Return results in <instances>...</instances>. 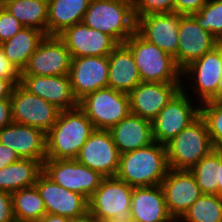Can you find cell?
I'll return each mask as SVG.
<instances>
[{
  "label": "cell",
  "mask_w": 222,
  "mask_h": 222,
  "mask_svg": "<svg viewBox=\"0 0 222 222\" xmlns=\"http://www.w3.org/2000/svg\"><path fill=\"white\" fill-rule=\"evenodd\" d=\"M94 130L92 122L79 107L61 110L46 133V159H76Z\"/></svg>",
  "instance_id": "cell-1"
},
{
  "label": "cell",
  "mask_w": 222,
  "mask_h": 222,
  "mask_svg": "<svg viewBox=\"0 0 222 222\" xmlns=\"http://www.w3.org/2000/svg\"><path fill=\"white\" fill-rule=\"evenodd\" d=\"M169 170L166 147L154 141L120 155L116 178L132 187L160 185Z\"/></svg>",
  "instance_id": "cell-2"
},
{
  "label": "cell",
  "mask_w": 222,
  "mask_h": 222,
  "mask_svg": "<svg viewBox=\"0 0 222 222\" xmlns=\"http://www.w3.org/2000/svg\"><path fill=\"white\" fill-rule=\"evenodd\" d=\"M82 22L108 34L118 44L125 43L137 24L132 0H90Z\"/></svg>",
  "instance_id": "cell-3"
},
{
  "label": "cell",
  "mask_w": 222,
  "mask_h": 222,
  "mask_svg": "<svg viewBox=\"0 0 222 222\" xmlns=\"http://www.w3.org/2000/svg\"><path fill=\"white\" fill-rule=\"evenodd\" d=\"M132 52L142 82L182 83V70L169 53L135 31L124 43Z\"/></svg>",
  "instance_id": "cell-4"
},
{
  "label": "cell",
  "mask_w": 222,
  "mask_h": 222,
  "mask_svg": "<svg viewBox=\"0 0 222 222\" xmlns=\"http://www.w3.org/2000/svg\"><path fill=\"white\" fill-rule=\"evenodd\" d=\"M165 147L168 166L176 170H191L214 149L201 116L165 144Z\"/></svg>",
  "instance_id": "cell-5"
},
{
  "label": "cell",
  "mask_w": 222,
  "mask_h": 222,
  "mask_svg": "<svg viewBox=\"0 0 222 222\" xmlns=\"http://www.w3.org/2000/svg\"><path fill=\"white\" fill-rule=\"evenodd\" d=\"M221 72L222 44L219 43L211 51L193 61L182 70L181 87L188 95L190 94V96L192 92L193 97L196 96L193 100L199 104L211 100L218 101V87ZM188 81L190 82L189 84L187 83ZM185 87L187 89L190 87L188 89L189 93ZM190 89L191 91H189Z\"/></svg>",
  "instance_id": "cell-6"
},
{
  "label": "cell",
  "mask_w": 222,
  "mask_h": 222,
  "mask_svg": "<svg viewBox=\"0 0 222 222\" xmlns=\"http://www.w3.org/2000/svg\"><path fill=\"white\" fill-rule=\"evenodd\" d=\"M78 107L95 129L102 130H109L131 113L129 95L110 87L87 94Z\"/></svg>",
  "instance_id": "cell-7"
},
{
  "label": "cell",
  "mask_w": 222,
  "mask_h": 222,
  "mask_svg": "<svg viewBox=\"0 0 222 222\" xmlns=\"http://www.w3.org/2000/svg\"><path fill=\"white\" fill-rule=\"evenodd\" d=\"M192 99L182 88L173 96L151 122L154 141L167 144L200 116L201 104Z\"/></svg>",
  "instance_id": "cell-8"
},
{
  "label": "cell",
  "mask_w": 222,
  "mask_h": 222,
  "mask_svg": "<svg viewBox=\"0 0 222 222\" xmlns=\"http://www.w3.org/2000/svg\"><path fill=\"white\" fill-rule=\"evenodd\" d=\"M43 173L54 183L88 200L105 178L100 172L79 163L76 159H46Z\"/></svg>",
  "instance_id": "cell-9"
},
{
  "label": "cell",
  "mask_w": 222,
  "mask_h": 222,
  "mask_svg": "<svg viewBox=\"0 0 222 222\" xmlns=\"http://www.w3.org/2000/svg\"><path fill=\"white\" fill-rule=\"evenodd\" d=\"M12 122L32 126L45 134L55 124L61 110L43 98L29 93L20 84L11 94Z\"/></svg>",
  "instance_id": "cell-10"
},
{
  "label": "cell",
  "mask_w": 222,
  "mask_h": 222,
  "mask_svg": "<svg viewBox=\"0 0 222 222\" xmlns=\"http://www.w3.org/2000/svg\"><path fill=\"white\" fill-rule=\"evenodd\" d=\"M133 188L116 177H105L88 200L89 213L98 222L117 214L126 215V211H131Z\"/></svg>",
  "instance_id": "cell-11"
},
{
  "label": "cell",
  "mask_w": 222,
  "mask_h": 222,
  "mask_svg": "<svg viewBox=\"0 0 222 222\" xmlns=\"http://www.w3.org/2000/svg\"><path fill=\"white\" fill-rule=\"evenodd\" d=\"M72 57L58 36L46 35L30 56L21 75H69Z\"/></svg>",
  "instance_id": "cell-12"
},
{
  "label": "cell",
  "mask_w": 222,
  "mask_h": 222,
  "mask_svg": "<svg viewBox=\"0 0 222 222\" xmlns=\"http://www.w3.org/2000/svg\"><path fill=\"white\" fill-rule=\"evenodd\" d=\"M219 44L204 30L192 15H181L178 29V51L174 56L177 66L183 70Z\"/></svg>",
  "instance_id": "cell-13"
},
{
  "label": "cell",
  "mask_w": 222,
  "mask_h": 222,
  "mask_svg": "<svg viewBox=\"0 0 222 222\" xmlns=\"http://www.w3.org/2000/svg\"><path fill=\"white\" fill-rule=\"evenodd\" d=\"M120 153L108 130L95 129L82 146L76 160L104 177H115Z\"/></svg>",
  "instance_id": "cell-14"
},
{
  "label": "cell",
  "mask_w": 222,
  "mask_h": 222,
  "mask_svg": "<svg viewBox=\"0 0 222 222\" xmlns=\"http://www.w3.org/2000/svg\"><path fill=\"white\" fill-rule=\"evenodd\" d=\"M160 185L168 212L176 222L202 195L196 178L190 170L169 168Z\"/></svg>",
  "instance_id": "cell-15"
},
{
  "label": "cell",
  "mask_w": 222,
  "mask_h": 222,
  "mask_svg": "<svg viewBox=\"0 0 222 222\" xmlns=\"http://www.w3.org/2000/svg\"><path fill=\"white\" fill-rule=\"evenodd\" d=\"M109 62L107 56L72 58L69 79L79 101L89 93L108 87Z\"/></svg>",
  "instance_id": "cell-16"
},
{
  "label": "cell",
  "mask_w": 222,
  "mask_h": 222,
  "mask_svg": "<svg viewBox=\"0 0 222 222\" xmlns=\"http://www.w3.org/2000/svg\"><path fill=\"white\" fill-rule=\"evenodd\" d=\"M72 58L108 56L118 43L108 34L77 23L58 35Z\"/></svg>",
  "instance_id": "cell-17"
},
{
  "label": "cell",
  "mask_w": 222,
  "mask_h": 222,
  "mask_svg": "<svg viewBox=\"0 0 222 222\" xmlns=\"http://www.w3.org/2000/svg\"><path fill=\"white\" fill-rule=\"evenodd\" d=\"M35 186L45 203L46 213L74 219L89 212L86 197L54 183L44 173L38 177Z\"/></svg>",
  "instance_id": "cell-18"
},
{
  "label": "cell",
  "mask_w": 222,
  "mask_h": 222,
  "mask_svg": "<svg viewBox=\"0 0 222 222\" xmlns=\"http://www.w3.org/2000/svg\"><path fill=\"white\" fill-rule=\"evenodd\" d=\"M182 83H139L128 95L130 111L153 121L173 96L182 88Z\"/></svg>",
  "instance_id": "cell-19"
},
{
  "label": "cell",
  "mask_w": 222,
  "mask_h": 222,
  "mask_svg": "<svg viewBox=\"0 0 222 222\" xmlns=\"http://www.w3.org/2000/svg\"><path fill=\"white\" fill-rule=\"evenodd\" d=\"M20 85L29 93L37 95L59 110H70L78 107L68 75L37 76L21 75Z\"/></svg>",
  "instance_id": "cell-20"
},
{
  "label": "cell",
  "mask_w": 222,
  "mask_h": 222,
  "mask_svg": "<svg viewBox=\"0 0 222 222\" xmlns=\"http://www.w3.org/2000/svg\"><path fill=\"white\" fill-rule=\"evenodd\" d=\"M178 13L148 14L137 19L136 31L147 41L173 57L178 51Z\"/></svg>",
  "instance_id": "cell-21"
},
{
  "label": "cell",
  "mask_w": 222,
  "mask_h": 222,
  "mask_svg": "<svg viewBox=\"0 0 222 222\" xmlns=\"http://www.w3.org/2000/svg\"><path fill=\"white\" fill-rule=\"evenodd\" d=\"M0 143L12 148L19 158L46 160V134L32 126L12 122L0 130Z\"/></svg>",
  "instance_id": "cell-22"
},
{
  "label": "cell",
  "mask_w": 222,
  "mask_h": 222,
  "mask_svg": "<svg viewBox=\"0 0 222 222\" xmlns=\"http://www.w3.org/2000/svg\"><path fill=\"white\" fill-rule=\"evenodd\" d=\"M130 210L134 222H176L168 212L161 185L134 187Z\"/></svg>",
  "instance_id": "cell-23"
},
{
  "label": "cell",
  "mask_w": 222,
  "mask_h": 222,
  "mask_svg": "<svg viewBox=\"0 0 222 222\" xmlns=\"http://www.w3.org/2000/svg\"><path fill=\"white\" fill-rule=\"evenodd\" d=\"M108 131L120 155L154 142L151 121L132 113Z\"/></svg>",
  "instance_id": "cell-24"
},
{
  "label": "cell",
  "mask_w": 222,
  "mask_h": 222,
  "mask_svg": "<svg viewBox=\"0 0 222 222\" xmlns=\"http://www.w3.org/2000/svg\"><path fill=\"white\" fill-rule=\"evenodd\" d=\"M107 57L108 87L129 94L142 82L131 50L125 44H118Z\"/></svg>",
  "instance_id": "cell-25"
},
{
  "label": "cell",
  "mask_w": 222,
  "mask_h": 222,
  "mask_svg": "<svg viewBox=\"0 0 222 222\" xmlns=\"http://www.w3.org/2000/svg\"><path fill=\"white\" fill-rule=\"evenodd\" d=\"M90 0H48L47 35L58 36L82 22Z\"/></svg>",
  "instance_id": "cell-26"
},
{
  "label": "cell",
  "mask_w": 222,
  "mask_h": 222,
  "mask_svg": "<svg viewBox=\"0 0 222 222\" xmlns=\"http://www.w3.org/2000/svg\"><path fill=\"white\" fill-rule=\"evenodd\" d=\"M46 34L33 27H23L12 38L2 43L6 58L21 73Z\"/></svg>",
  "instance_id": "cell-27"
},
{
  "label": "cell",
  "mask_w": 222,
  "mask_h": 222,
  "mask_svg": "<svg viewBox=\"0 0 222 222\" xmlns=\"http://www.w3.org/2000/svg\"><path fill=\"white\" fill-rule=\"evenodd\" d=\"M42 173L43 162L20 158L0 170V190L13 193L34 186Z\"/></svg>",
  "instance_id": "cell-28"
},
{
  "label": "cell",
  "mask_w": 222,
  "mask_h": 222,
  "mask_svg": "<svg viewBox=\"0 0 222 222\" xmlns=\"http://www.w3.org/2000/svg\"><path fill=\"white\" fill-rule=\"evenodd\" d=\"M202 194L222 196V149H213L191 170Z\"/></svg>",
  "instance_id": "cell-29"
},
{
  "label": "cell",
  "mask_w": 222,
  "mask_h": 222,
  "mask_svg": "<svg viewBox=\"0 0 222 222\" xmlns=\"http://www.w3.org/2000/svg\"><path fill=\"white\" fill-rule=\"evenodd\" d=\"M24 27H33L47 35L48 0H5L2 6Z\"/></svg>",
  "instance_id": "cell-30"
},
{
  "label": "cell",
  "mask_w": 222,
  "mask_h": 222,
  "mask_svg": "<svg viewBox=\"0 0 222 222\" xmlns=\"http://www.w3.org/2000/svg\"><path fill=\"white\" fill-rule=\"evenodd\" d=\"M16 222H38L45 214L46 207L36 186H30L11 193Z\"/></svg>",
  "instance_id": "cell-31"
},
{
  "label": "cell",
  "mask_w": 222,
  "mask_h": 222,
  "mask_svg": "<svg viewBox=\"0 0 222 222\" xmlns=\"http://www.w3.org/2000/svg\"><path fill=\"white\" fill-rule=\"evenodd\" d=\"M177 222H222V196L202 194Z\"/></svg>",
  "instance_id": "cell-32"
},
{
  "label": "cell",
  "mask_w": 222,
  "mask_h": 222,
  "mask_svg": "<svg viewBox=\"0 0 222 222\" xmlns=\"http://www.w3.org/2000/svg\"><path fill=\"white\" fill-rule=\"evenodd\" d=\"M200 116L204 119L214 149H222V101H207L200 105Z\"/></svg>",
  "instance_id": "cell-33"
},
{
  "label": "cell",
  "mask_w": 222,
  "mask_h": 222,
  "mask_svg": "<svg viewBox=\"0 0 222 222\" xmlns=\"http://www.w3.org/2000/svg\"><path fill=\"white\" fill-rule=\"evenodd\" d=\"M192 16L218 41L222 39V0H208L201 10L193 13Z\"/></svg>",
  "instance_id": "cell-34"
},
{
  "label": "cell",
  "mask_w": 222,
  "mask_h": 222,
  "mask_svg": "<svg viewBox=\"0 0 222 222\" xmlns=\"http://www.w3.org/2000/svg\"><path fill=\"white\" fill-rule=\"evenodd\" d=\"M136 20L148 14L173 13L174 0H132Z\"/></svg>",
  "instance_id": "cell-35"
},
{
  "label": "cell",
  "mask_w": 222,
  "mask_h": 222,
  "mask_svg": "<svg viewBox=\"0 0 222 222\" xmlns=\"http://www.w3.org/2000/svg\"><path fill=\"white\" fill-rule=\"evenodd\" d=\"M24 26L6 9L0 6V43L9 40Z\"/></svg>",
  "instance_id": "cell-36"
},
{
  "label": "cell",
  "mask_w": 222,
  "mask_h": 222,
  "mask_svg": "<svg viewBox=\"0 0 222 222\" xmlns=\"http://www.w3.org/2000/svg\"><path fill=\"white\" fill-rule=\"evenodd\" d=\"M21 73L18 69L6 58L3 52L2 44L0 43V77L9 79L14 85L20 84Z\"/></svg>",
  "instance_id": "cell-37"
},
{
  "label": "cell",
  "mask_w": 222,
  "mask_h": 222,
  "mask_svg": "<svg viewBox=\"0 0 222 222\" xmlns=\"http://www.w3.org/2000/svg\"><path fill=\"white\" fill-rule=\"evenodd\" d=\"M208 0H174V12L180 15H192L201 10Z\"/></svg>",
  "instance_id": "cell-38"
},
{
  "label": "cell",
  "mask_w": 222,
  "mask_h": 222,
  "mask_svg": "<svg viewBox=\"0 0 222 222\" xmlns=\"http://www.w3.org/2000/svg\"><path fill=\"white\" fill-rule=\"evenodd\" d=\"M0 222H16L11 193L0 190Z\"/></svg>",
  "instance_id": "cell-39"
},
{
  "label": "cell",
  "mask_w": 222,
  "mask_h": 222,
  "mask_svg": "<svg viewBox=\"0 0 222 222\" xmlns=\"http://www.w3.org/2000/svg\"><path fill=\"white\" fill-rule=\"evenodd\" d=\"M12 123L11 99L0 100V130Z\"/></svg>",
  "instance_id": "cell-40"
},
{
  "label": "cell",
  "mask_w": 222,
  "mask_h": 222,
  "mask_svg": "<svg viewBox=\"0 0 222 222\" xmlns=\"http://www.w3.org/2000/svg\"><path fill=\"white\" fill-rule=\"evenodd\" d=\"M19 159V156L12 148L0 143V170Z\"/></svg>",
  "instance_id": "cell-41"
},
{
  "label": "cell",
  "mask_w": 222,
  "mask_h": 222,
  "mask_svg": "<svg viewBox=\"0 0 222 222\" xmlns=\"http://www.w3.org/2000/svg\"><path fill=\"white\" fill-rule=\"evenodd\" d=\"M14 84L9 79L0 77V100L10 98L14 89Z\"/></svg>",
  "instance_id": "cell-42"
},
{
  "label": "cell",
  "mask_w": 222,
  "mask_h": 222,
  "mask_svg": "<svg viewBox=\"0 0 222 222\" xmlns=\"http://www.w3.org/2000/svg\"><path fill=\"white\" fill-rule=\"evenodd\" d=\"M38 222H71V219L61 215L46 213Z\"/></svg>",
  "instance_id": "cell-43"
},
{
  "label": "cell",
  "mask_w": 222,
  "mask_h": 222,
  "mask_svg": "<svg viewBox=\"0 0 222 222\" xmlns=\"http://www.w3.org/2000/svg\"><path fill=\"white\" fill-rule=\"evenodd\" d=\"M103 222H134L131 211H126V215H115Z\"/></svg>",
  "instance_id": "cell-44"
},
{
  "label": "cell",
  "mask_w": 222,
  "mask_h": 222,
  "mask_svg": "<svg viewBox=\"0 0 222 222\" xmlns=\"http://www.w3.org/2000/svg\"><path fill=\"white\" fill-rule=\"evenodd\" d=\"M71 222H98L89 212L85 215L71 219Z\"/></svg>",
  "instance_id": "cell-45"
},
{
  "label": "cell",
  "mask_w": 222,
  "mask_h": 222,
  "mask_svg": "<svg viewBox=\"0 0 222 222\" xmlns=\"http://www.w3.org/2000/svg\"><path fill=\"white\" fill-rule=\"evenodd\" d=\"M218 101H222V72H221V77L219 79Z\"/></svg>",
  "instance_id": "cell-46"
},
{
  "label": "cell",
  "mask_w": 222,
  "mask_h": 222,
  "mask_svg": "<svg viewBox=\"0 0 222 222\" xmlns=\"http://www.w3.org/2000/svg\"><path fill=\"white\" fill-rule=\"evenodd\" d=\"M5 0H0V6H3Z\"/></svg>",
  "instance_id": "cell-47"
}]
</instances>
